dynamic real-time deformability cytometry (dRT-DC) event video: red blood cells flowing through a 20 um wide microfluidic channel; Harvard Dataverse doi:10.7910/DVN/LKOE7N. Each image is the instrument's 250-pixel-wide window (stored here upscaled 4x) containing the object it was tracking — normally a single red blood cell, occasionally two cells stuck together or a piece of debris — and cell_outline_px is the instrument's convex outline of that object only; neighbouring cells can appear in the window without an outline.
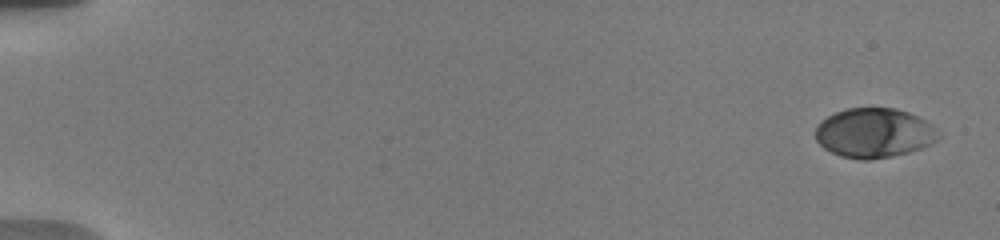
{"species": "human", "species_latin": "Homo sapiens", "temperature_condition": "warm", "stored_images_in_passage": 18, "segment_of_instrument_passage": [1, 2], "camera_frame_rate_fps": 3000, "um_per_image_px": 0.085, "donor": {"sex": "male"}, "frame": {"image": 1, "passage_image": 1, "time_ms": 0.0, "image_size_px": [1000, 240], "cell_outline_px": [[940, 136], [936, 140], [920, 148], [908, 152], [892, 156], [868, 160], [860, 160], [840, 156], [824, 148], [816, 140], [816, 124], [828, 116], [836, 112], [848, 108], [896, 108], [908, 112], [924, 120], [936, 128]], "centroid_in_image_um": [74.27, 11.3], "position_along_channel_um": 10.7, "area_um2": 35.32}}
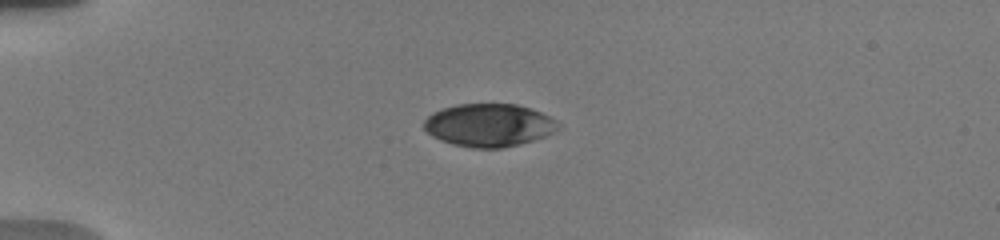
{"frame": {"image": 2, "passage_image": 13, "time_ms": 4.333, "image_size_px": [1000, 240], "cell_outline_px": [[560, 128], [556, 132], [548, 136], [520, 144], [500, 148], [472, 148], [452, 144], [440, 140], [432, 136], [424, 128], [424, 120], [432, 112], [456, 104], [516, 104], [540, 112], [556, 120], [560, 124]], "centroid_in_image_um": [41.58, 10.65], "position_along_channel_um": 43.4, "area_um2": 33.7}}